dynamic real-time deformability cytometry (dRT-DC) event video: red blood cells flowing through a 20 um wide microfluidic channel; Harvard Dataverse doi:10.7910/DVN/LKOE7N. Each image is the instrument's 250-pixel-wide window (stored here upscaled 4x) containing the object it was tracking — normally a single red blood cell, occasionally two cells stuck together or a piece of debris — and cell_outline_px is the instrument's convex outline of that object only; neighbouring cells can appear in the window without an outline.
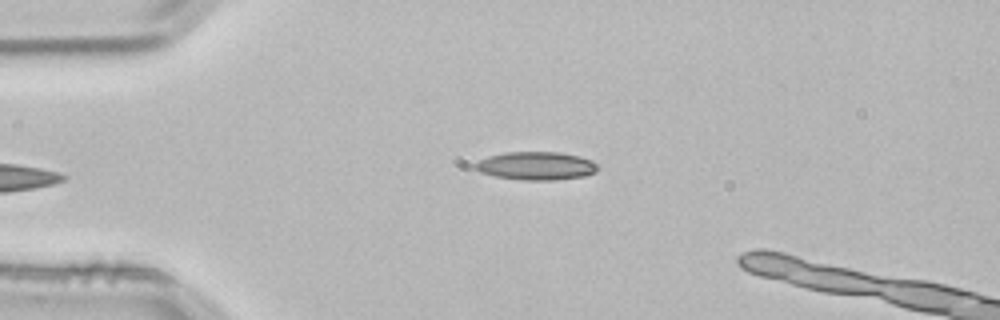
{"species": "common noctule bat (a hibernating species)", "species_latin": "Nyctalus noctula", "temperature_condition": "room temperature", "stored_images_in_passage": 4, "camera_frame_rate_fps": 3000, "um_per_image_px": 0.085, "animal": {"sex": "male", "body_mass_g": 21.5, "forearm_length_mm": 52.0}, "frame": {"image": 1, "passage_image": 4, "time_ms": 1.0, "image_size_px": [1000, 320], "cell_outline_px": [[600, 168], [596, 172], [584, 176], [556, 180], [520, 180], [496, 176], [480, 172], [472, 168], [472, 164], [488, 156], [504, 152], [560, 152], [580, 156], [592, 160]], "centroid_in_image_um": [45.57, 14.09], "position_along_channel_um": 39.4, "area_um2": 20.4}}